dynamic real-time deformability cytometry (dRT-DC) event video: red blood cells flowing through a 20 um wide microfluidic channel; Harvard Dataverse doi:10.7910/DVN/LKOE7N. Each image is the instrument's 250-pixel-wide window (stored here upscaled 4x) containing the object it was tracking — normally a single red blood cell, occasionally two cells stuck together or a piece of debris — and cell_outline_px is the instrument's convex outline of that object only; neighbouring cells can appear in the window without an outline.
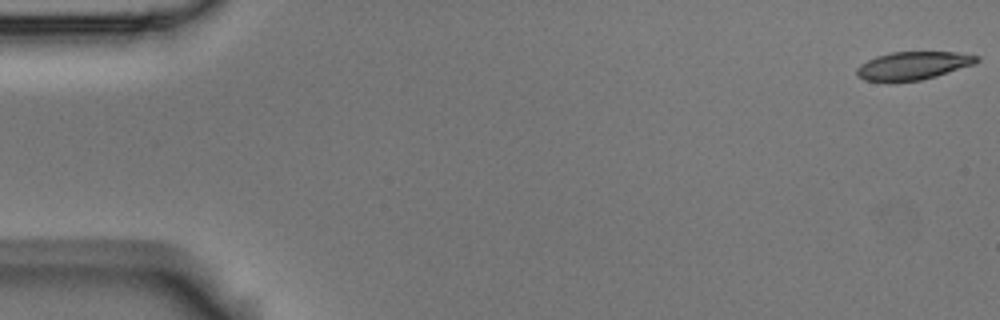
{"species": "Egyptian fruit bat (a non-hibernating species)", "species_latin": "Rousettus aegyptiacus", "temperature_condition": "room temperature", "stored_images_in_passage": 54, "camera_frame_rate_fps": 3000, "um_per_image_px": 0.085, "animal": {"sex": "male"}, "frame": {"image": 1, "passage_image": 1, "time_ms": 0.0, "image_size_px": [1000, 320], "cell_outline_px": [[980, 60], [976, 64], [936, 76], [920, 80], [864, 80], [856, 76], [856, 68], [860, 64], [876, 56], [892, 52], [956, 52], [980, 56]], "centroid_in_image_um": [77.65, 5.56], "position_along_channel_um": 7.4, "area_um2": 19.42}}
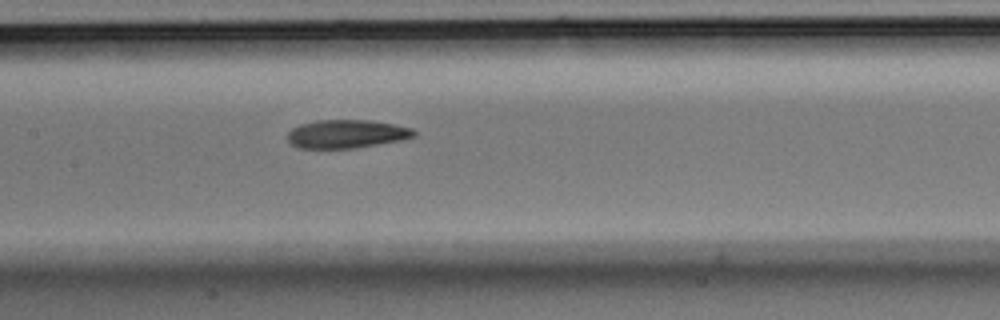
{"frame": {"image": 2, "passage_image": 26, "time_ms": 8.333, "image_size_px": [1000, 320], "cell_outline_px": [[416, 136], [404, 140], [352, 148], [296, 148], [288, 140], [288, 132], [292, 128], [300, 124], [316, 120], [368, 120], [392, 124], [412, 128], [416, 132]], "centroid_in_image_um": [29.46, 11.38], "position_along_channel_um": 177.9, "area_um2": 20.92}}
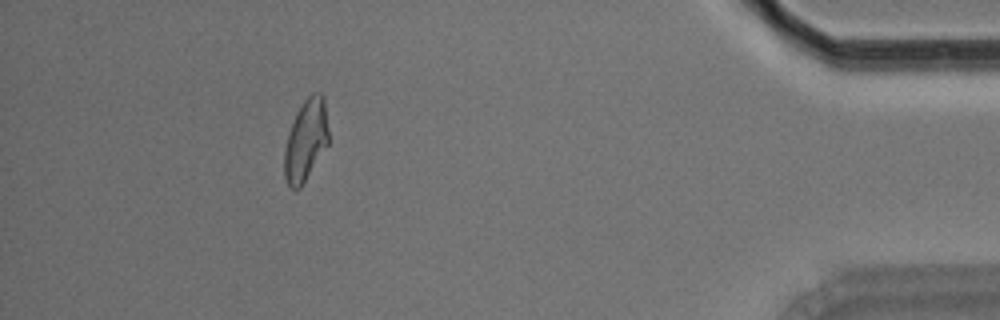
{"frame": {"image": 3, "passage_image": 49, "time_ms": 16.0, "image_size_px": [1000, 320], "cell_outline_px": [[328, 144], [300, 188], [288, 188], [284, 176], [284, 148], [288, 132], [296, 112], [304, 100], [312, 92], [320, 92], [324, 96], [328, 128]], "centroid_in_image_um": [25.98, 11.9], "position_along_channel_um": 409.2, "area_um2": 21.1}, "authors_computed_cell_mechanics": {"area_um2": 21.4438, "velocity_mm_per_s": 3.7329, "shape_relaxation_time_tau1_ms": 5.3499, "shape_relaxation_time_tau2_ms": 4.3705, "deformation_change_tau1": 0.1749, "deformation_change_tau2": 0.1355}}